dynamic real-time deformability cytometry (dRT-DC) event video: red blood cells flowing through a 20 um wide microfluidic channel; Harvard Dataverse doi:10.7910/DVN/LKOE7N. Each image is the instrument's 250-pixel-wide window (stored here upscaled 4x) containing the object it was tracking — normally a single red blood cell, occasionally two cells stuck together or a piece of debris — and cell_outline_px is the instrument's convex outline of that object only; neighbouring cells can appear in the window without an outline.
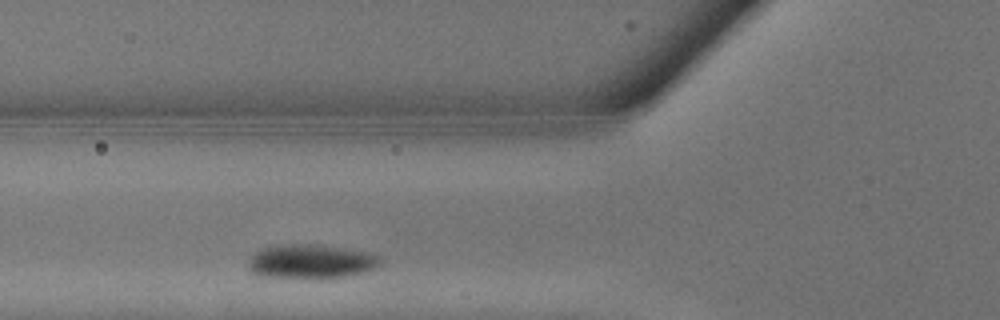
{"species": "common noctule bat (a hibernating species)", "species_latin": "Nyctalus noctula", "temperature_condition": "warm", "stored_images_in_passage": 2, "camera_frame_rate_fps": 3000, "um_per_image_px": 0.085, "animal": {"sex": "male", "body_mass_g": 13.3}, "frame": {"image": 1, "passage_image": 2, "time_ms": 0.333, "image_size_px": [1000, 320], "cell_outline_px": [[380, 260], [372, 268], [360, 272], [344, 276], [320, 280], [308, 280], [260, 276], [252, 272], [248, 268], [248, 260], [252, 252], [264, 248], [280, 244], [320, 244], [376, 252], [380, 256]], "centroid_in_image_um": [26.38, 22.23], "position_along_channel_um": 99.4, "area_um2": 27.17}}